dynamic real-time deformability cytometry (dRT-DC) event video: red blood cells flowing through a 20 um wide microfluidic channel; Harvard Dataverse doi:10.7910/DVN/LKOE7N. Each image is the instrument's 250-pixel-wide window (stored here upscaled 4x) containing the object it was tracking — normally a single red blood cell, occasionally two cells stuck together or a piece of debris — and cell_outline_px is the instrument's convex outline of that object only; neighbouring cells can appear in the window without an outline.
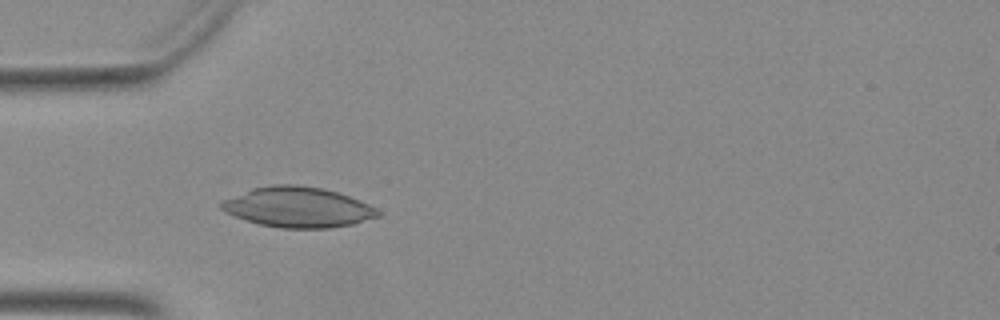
{"species": "Egyptian fruit bat (a non-hibernating species)", "species_latin": "Rousettus aegyptiacus", "temperature_condition": "warm", "stored_images_in_passage": 43, "camera_frame_rate_fps": 3000, "um_per_image_px": 0.085, "animal": {"sex": "female"}, "frame": {"image": 1, "passage_image": 15, "time_ms": 4.667, "image_size_px": [1000, 320], "cell_outline_px": [[380, 216], [352, 224], [328, 228], [280, 228], [260, 224], [224, 212], [220, 208], [220, 204], [224, 200], [252, 188], [272, 184], [292, 184], [324, 188], [348, 196], [368, 204], [376, 208], [380, 212]], "centroid_in_image_um": [25.32, 17.61], "position_along_channel_um": 59.7, "area_um2": 36.47}}
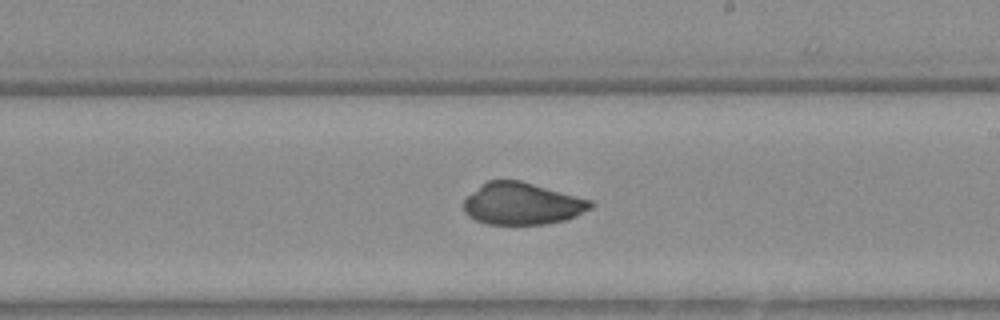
{"frame": {"image": 2, "passage_image": 29, "time_ms": 9.333, "image_size_px": [1000, 320], "cell_outline_px": [[596, 204], [592, 208], [576, 216], [564, 220], [544, 224], [488, 224], [476, 220], [468, 216], [464, 212], [464, 200], [468, 196], [488, 180], [520, 180], [592, 200]], "centroid_in_image_um": [44.41, 17.32], "position_along_channel_um": 244.6, "area_um2": 30.92}}
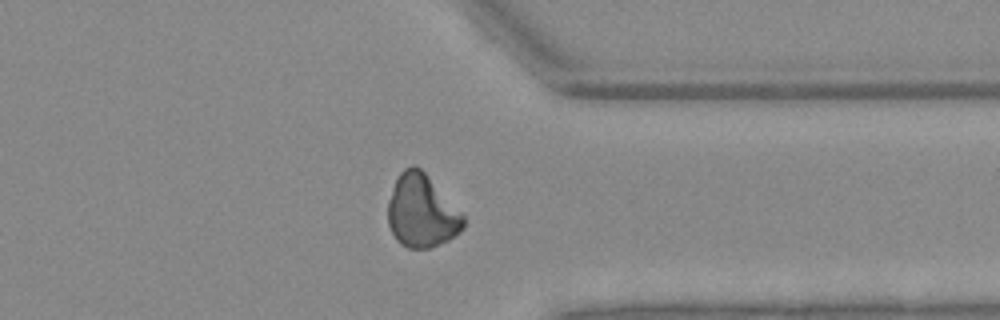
{"frame": {"image": 3, "passage_image": 39, "time_ms": 12.667, "image_size_px": [1000, 320], "cell_outline_px": [[464, 228], [460, 232], [448, 240], [428, 248], [408, 248], [400, 244], [396, 240], [388, 224], [388, 200], [396, 180], [400, 172], [404, 168], [412, 164], [416, 164], [464, 212]], "centroid_in_image_um": [35.86, 17.94], "position_along_channel_um": 375.5, "area_um2": 32.31}}